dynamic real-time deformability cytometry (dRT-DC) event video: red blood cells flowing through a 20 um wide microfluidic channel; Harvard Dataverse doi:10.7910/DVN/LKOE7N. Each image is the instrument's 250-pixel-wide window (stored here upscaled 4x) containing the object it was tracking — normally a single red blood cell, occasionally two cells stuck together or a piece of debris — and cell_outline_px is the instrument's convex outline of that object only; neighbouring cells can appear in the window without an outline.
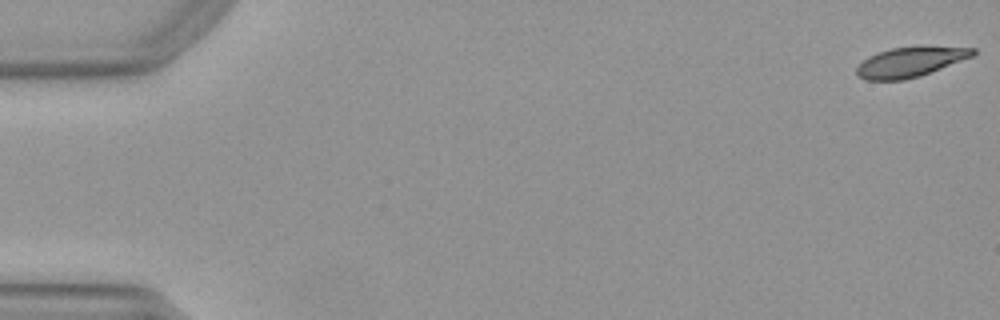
{"species": "Egyptian fruit bat (a non-hibernating species)", "species_latin": "Rousettus aegyptiacus", "temperature_condition": "warm", "stored_images_in_passage": 52, "camera_frame_rate_fps": 3000, "um_per_image_px": 0.085, "animal": {"sex": "female"}, "frame": {"image": 1, "passage_image": 1, "time_ms": 0.0, "image_size_px": [1000, 320], "cell_outline_px": [[976, 52], [972, 56], [920, 76], [904, 80], [864, 80], [856, 76], [856, 68], [868, 56], [892, 48], [976, 48]], "centroid_in_image_um": [77.28, 5.31], "position_along_channel_um": 7.7, "area_um2": 19.48}}
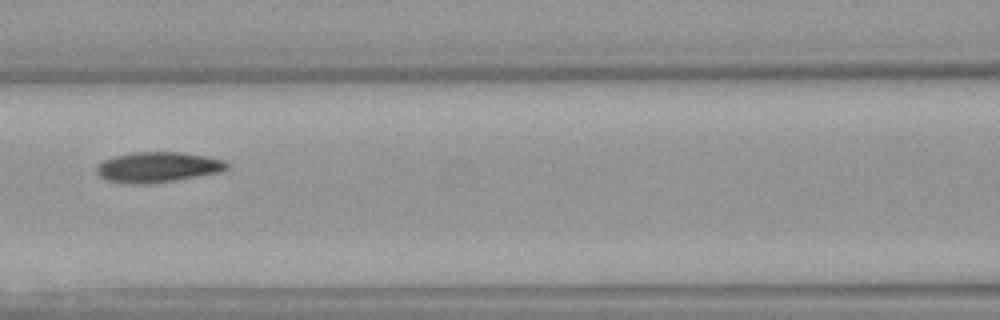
{"frame": {"image": 2, "passage_image": 24, "time_ms": 7.667, "image_size_px": [1000, 320], "cell_outline_px": [[232, 164], [224, 172], [176, 180], [148, 184], [128, 184], [108, 180], [100, 176], [96, 172], [96, 168], [104, 160], [116, 156], [132, 152], [180, 152], [208, 156], [224, 160]], "centroid_in_image_um": [13.49, 14.21], "position_along_channel_um": 153.1, "area_um2": 23.29}}
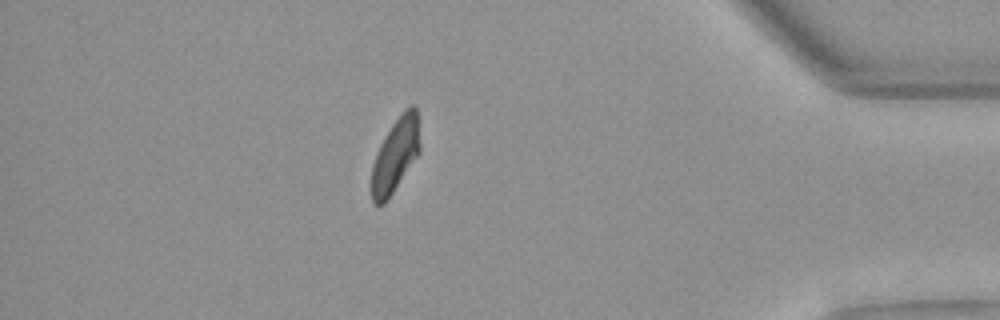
{"frame": {"image": 3, "passage_image": 46, "time_ms": 15.0, "image_size_px": [1000, 320], "cell_outline_px": [[420, 152], [388, 200], [384, 204], [372, 204], [372, 164], [376, 152], [380, 144], [392, 124], [404, 108], [408, 104], [412, 104], [416, 108], [420, 144]], "centroid_in_image_um": [33.61, 13.17], "position_along_channel_um": 401.6, "area_um2": 20.92}, "authors_computed_cell_mechanics": {"area_um2": 22.2819, "velocity_mm_per_s": 3.9444, "shape_relaxation_time_tau1_ms": 5.3369, "shape_relaxation_time_tau2_ms": 6.2986, "deformation_change_tau1": 0.173, "deformation_change_tau2": 0.1137}}